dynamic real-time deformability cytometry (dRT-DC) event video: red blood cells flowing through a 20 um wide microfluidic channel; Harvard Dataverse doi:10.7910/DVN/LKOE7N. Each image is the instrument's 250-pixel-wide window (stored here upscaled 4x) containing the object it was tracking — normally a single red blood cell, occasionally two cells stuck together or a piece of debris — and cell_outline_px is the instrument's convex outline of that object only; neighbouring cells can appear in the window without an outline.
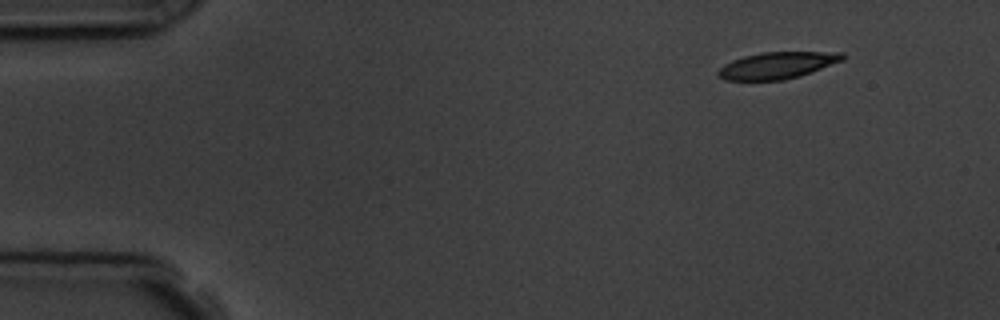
{"species": "common noctule bat (a hibernating species)", "species_latin": "Nyctalus noctula", "temperature_condition": "room temperature", "stored_images_in_passage": 3, "camera_frame_rate_fps": 3000, "um_per_image_px": 0.085, "animal": {"sex": "male", "body_mass_g": 19.5, "forearm_length_mm": 54.6}, "frame": {"image": 1, "passage_image": 1, "time_ms": 0.0, "image_size_px": [1000, 320], "cell_outline_px": [[848, 56], [844, 60], [812, 72], [800, 76], [784, 80], [724, 80], [716, 72], [724, 64], [732, 60], [744, 56], [764, 52], [844, 52]], "centroid_in_image_um": [66.12, 5.55], "position_along_channel_um": 18.9, "area_um2": 19.48}}